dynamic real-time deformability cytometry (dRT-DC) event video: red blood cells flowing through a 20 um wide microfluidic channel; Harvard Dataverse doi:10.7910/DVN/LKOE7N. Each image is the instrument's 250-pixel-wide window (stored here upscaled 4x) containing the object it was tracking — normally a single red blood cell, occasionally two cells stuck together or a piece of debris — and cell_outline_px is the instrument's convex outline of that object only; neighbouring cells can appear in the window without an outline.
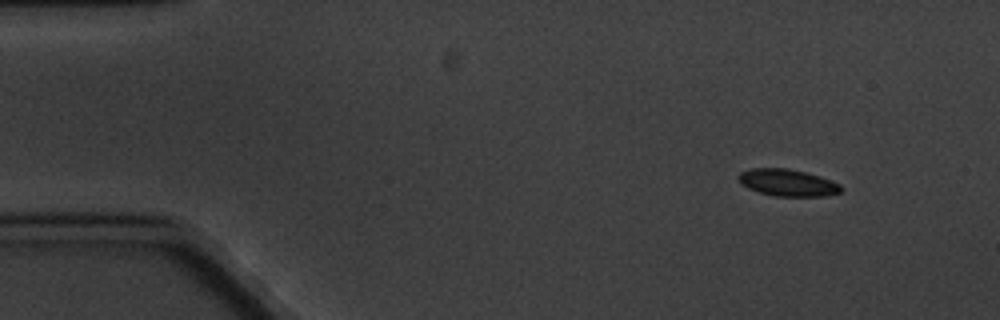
{"species": "common noctule bat (a hibernating species)", "species_latin": "Nyctalus noctula", "temperature_condition": "cold", "stored_images_in_passage": 4, "camera_frame_rate_fps": 3000, "um_per_image_px": 0.085, "animal": {"sex": "male", "body_mass_g": 20.1, "forearm_length_mm": 53.5}, "frame": {"image": 1, "passage_image": 1, "time_ms": 0.0, "image_size_px": [1000, 320], "cell_outline_px": [[844, 188], [840, 192], [824, 196], [772, 196], [748, 188], [740, 184], [736, 176], [740, 172], [752, 168], [788, 168], [820, 176], [840, 184]], "centroid_in_image_um": [66.92, 15.52], "position_along_channel_um": 18.1, "area_um2": 16.18}}